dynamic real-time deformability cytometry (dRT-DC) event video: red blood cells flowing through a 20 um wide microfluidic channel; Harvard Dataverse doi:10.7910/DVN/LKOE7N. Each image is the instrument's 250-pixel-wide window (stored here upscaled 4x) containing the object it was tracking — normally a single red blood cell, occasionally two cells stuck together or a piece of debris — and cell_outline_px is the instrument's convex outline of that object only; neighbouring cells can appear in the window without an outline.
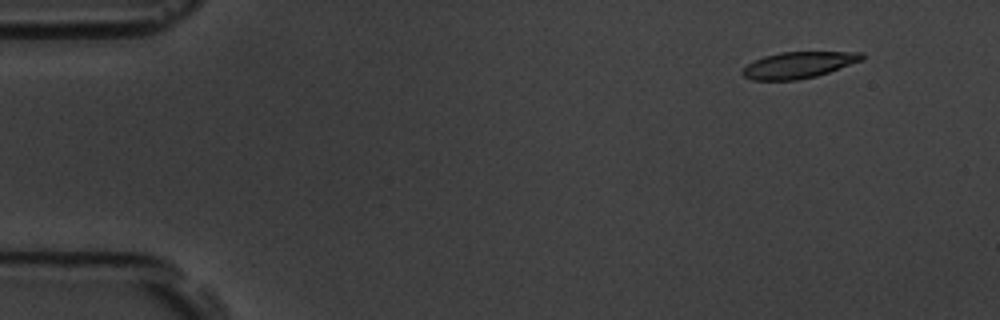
{"species": "common noctule bat (a hibernating species)", "species_latin": "Nyctalus noctula", "temperature_condition": "room temperature", "stored_images_in_passage": 6, "camera_frame_rate_fps": 3000, "um_per_image_px": 0.085, "animal": {"sex": "male", "body_mass_g": 19.5, "forearm_length_mm": 54.6}, "frame": {"image": 1, "passage_image": 2, "time_ms": 0.333, "image_size_px": [1000, 320], "cell_outline_px": [[864, 60], [816, 76], [796, 80], [752, 80], [744, 76], [740, 72], [748, 64], [764, 56], [780, 52], [864, 52]], "centroid_in_image_um": [67.89, 5.52], "position_along_channel_um": 17.1, "area_um2": 18.26}}